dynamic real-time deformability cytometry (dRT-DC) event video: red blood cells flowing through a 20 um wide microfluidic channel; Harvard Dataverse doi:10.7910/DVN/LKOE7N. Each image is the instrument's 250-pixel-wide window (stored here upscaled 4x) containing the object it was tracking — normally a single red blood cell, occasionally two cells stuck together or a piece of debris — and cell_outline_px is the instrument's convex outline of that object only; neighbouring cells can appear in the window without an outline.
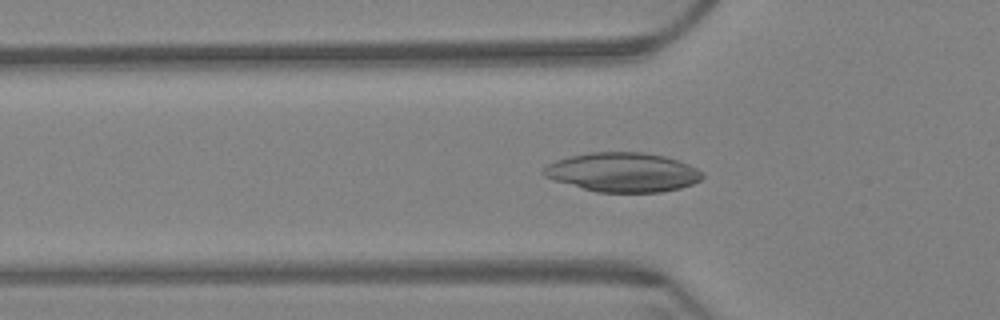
{"species": "Egyptian fruit bat (a non-hibernating species)", "species_latin": "Rousettus aegyptiacus", "temperature_condition": "warm", "stored_images_in_passage": 62, "camera_frame_rate_fps": 3000, "um_per_image_px": 0.085, "animal": {"sex": "female"}, "frame": {"image": 1, "passage_image": 21, "time_ms": 6.667, "image_size_px": [1000, 320], "cell_outline_px": [[704, 176], [700, 180], [692, 184], [680, 188], [660, 192], [596, 192], [556, 180], [544, 176], [540, 172], [548, 164], [556, 160], [588, 152], [644, 152], [664, 156], [688, 164], [696, 168]], "centroid_in_image_um": [52.93, 14.64], "position_along_channel_um": 72.9, "area_um2": 36.07}}
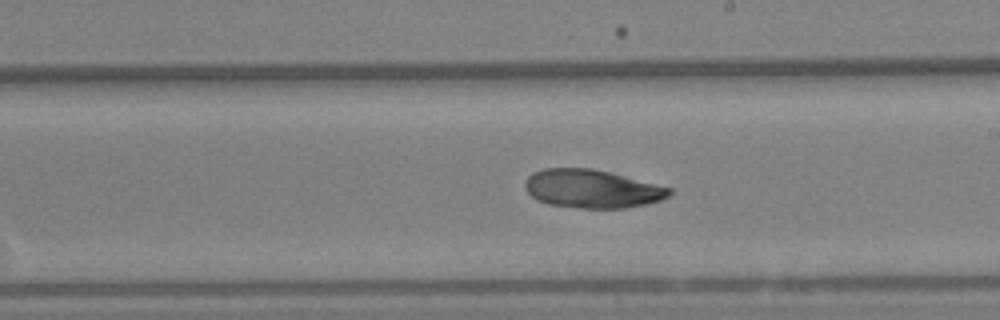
{"frame": {"image": 2, "passage_image": 36, "time_ms": 11.667, "image_size_px": [1000, 320], "cell_outline_px": [[672, 192], [668, 196], [660, 200], [648, 204], [624, 208], [580, 208], [548, 204], [536, 200], [524, 188], [524, 180], [532, 172], [544, 168], [592, 168], [672, 188]], "centroid_in_image_um": [50.28, 16.05], "position_along_channel_um": 238.7, "area_um2": 32.31}}
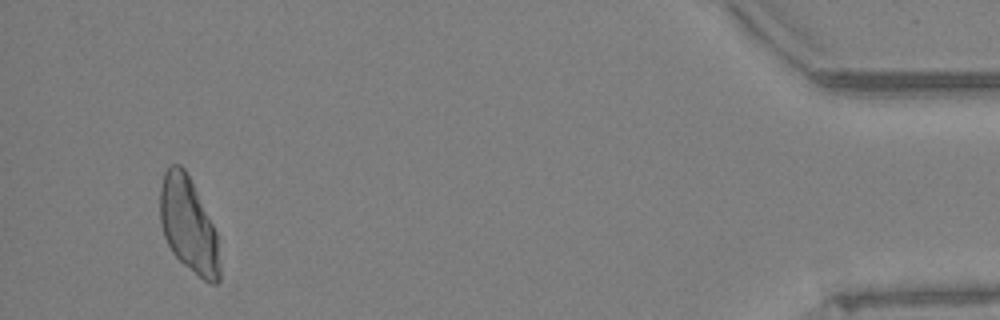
{"frame": {"image": 3, "passage_image": 59, "time_ms": 19.333, "image_size_px": [1000, 320], "cell_outline_px": [[220, 280], [216, 284], [212, 284], [204, 280], [184, 264], [172, 252], [164, 236], [160, 224], [160, 188], [164, 172], [168, 164], [180, 164], [184, 168], [216, 232], [220, 268]], "centroid_in_image_um": [15.99, 19.13], "position_along_channel_um": 419.2, "area_um2": 32.54}}